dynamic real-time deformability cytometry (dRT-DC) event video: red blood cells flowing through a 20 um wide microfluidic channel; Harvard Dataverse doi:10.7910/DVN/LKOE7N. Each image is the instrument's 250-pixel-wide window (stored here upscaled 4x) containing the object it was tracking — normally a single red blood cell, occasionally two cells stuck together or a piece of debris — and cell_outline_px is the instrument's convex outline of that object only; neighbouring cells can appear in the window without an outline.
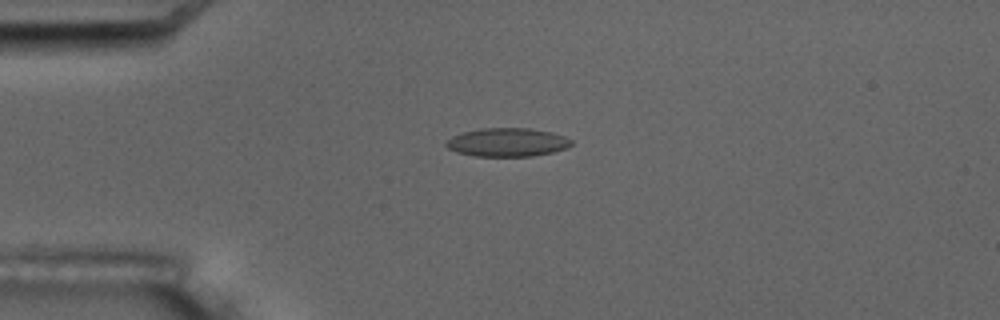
{"species": "common noctule bat (a hibernating species)", "species_latin": "Nyctalus noctula", "temperature_condition": "room temperature", "stored_images_in_passage": 2, "camera_frame_rate_fps": 3000, "um_per_image_px": 0.085, "animal": {"sex": "male", "body_mass_g": 17.5, "forearm_length_mm": 52.3}, "frame": {"image": 1, "passage_image": 2, "time_ms": 1.333, "image_size_px": [1000, 320], "cell_outline_px": [[572, 144], [568, 148], [552, 152], [532, 156], [476, 156], [456, 152], [448, 148], [444, 144], [452, 136], [464, 132], [480, 128], [528, 128], [552, 132], [564, 136], [572, 140]], "centroid_in_image_um": [43.13, 12.09], "position_along_channel_um": 41.9, "area_um2": 20.81}}